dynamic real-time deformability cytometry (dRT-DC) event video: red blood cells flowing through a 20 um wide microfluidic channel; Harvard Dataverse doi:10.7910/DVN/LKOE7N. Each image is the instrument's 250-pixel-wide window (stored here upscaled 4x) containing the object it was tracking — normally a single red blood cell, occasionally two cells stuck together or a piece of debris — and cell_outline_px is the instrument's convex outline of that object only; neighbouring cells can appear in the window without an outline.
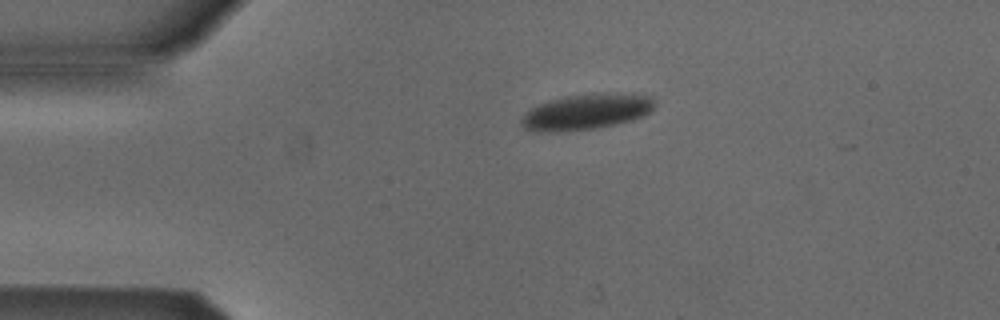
{"species": "Egyptian fruit bat (a non-hibernating species)", "species_latin": "Rousettus aegyptiacus", "temperature_condition": "cold", "stored_images_in_passage": 2, "camera_frame_rate_fps": 3000, "um_per_image_px": 0.085, "animal": {"sex": "male"}, "frame": {"image": 1, "passage_image": 1, "time_ms": 0.0, "image_size_px": [1000, 320], "cell_outline_px": [[656, 104], [648, 112], [632, 120], [596, 128], [556, 132], [524, 128], [520, 124], [520, 120], [524, 112], [548, 100], [564, 96], [596, 92], [632, 92], [652, 96], [656, 100]], "centroid_in_image_um": [49.89, 9.45], "position_along_channel_um": 35.1, "area_um2": 28.03}}